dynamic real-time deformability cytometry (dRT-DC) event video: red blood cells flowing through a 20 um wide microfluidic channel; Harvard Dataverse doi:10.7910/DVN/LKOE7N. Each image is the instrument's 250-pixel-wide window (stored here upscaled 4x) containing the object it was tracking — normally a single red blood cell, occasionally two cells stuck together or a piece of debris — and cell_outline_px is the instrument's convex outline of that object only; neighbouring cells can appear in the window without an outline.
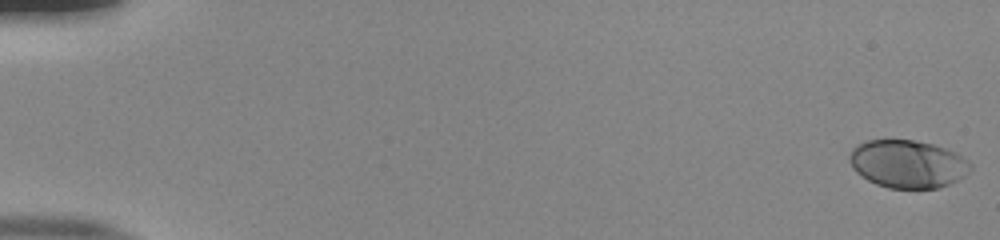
{"species": "human", "species_latin": "Homo sapiens", "temperature_condition": "room temperature", "stored_images_in_passage": 54, "camera_frame_rate_fps": 3000, "um_per_image_px": 0.085, "donor": {"sex": "male"}, "frame": {"image": 1, "passage_image": 1, "time_ms": 0.0, "image_size_px": [1000, 240], "cell_outline_px": [[972, 168], [964, 176], [948, 184], [936, 188], [888, 188], [876, 184], [868, 180], [856, 172], [852, 168], [848, 160], [848, 156], [852, 148], [868, 140], [912, 140], [932, 144], [956, 152], [968, 160], [972, 164]], "centroid_in_image_um": [77.14, 13.93], "position_along_channel_um": 7.9, "area_um2": 33.7}}
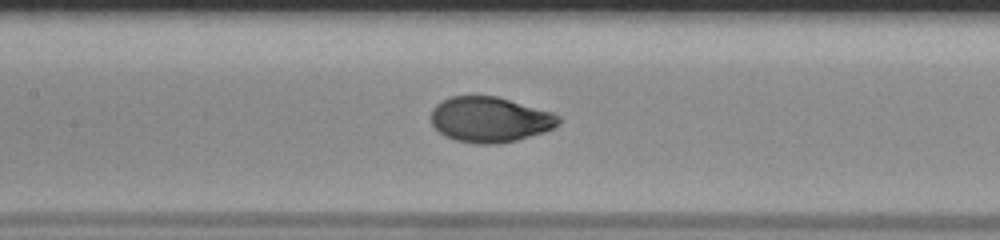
{"frame": {"image": 2, "passage_image": 27, "time_ms": 8.667, "image_size_px": [1000, 240], "cell_outline_px": [[564, 120], [560, 124], [544, 132], [516, 140], [500, 144], [476, 144], [456, 140], [444, 136], [432, 124], [432, 108], [440, 100], [452, 96], [496, 96], [552, 112], [560, 116]], "centroid_in_image_um": [41.66, 10.16], "position_along_channel_um": 165.7, "area_um2": 33.87}}
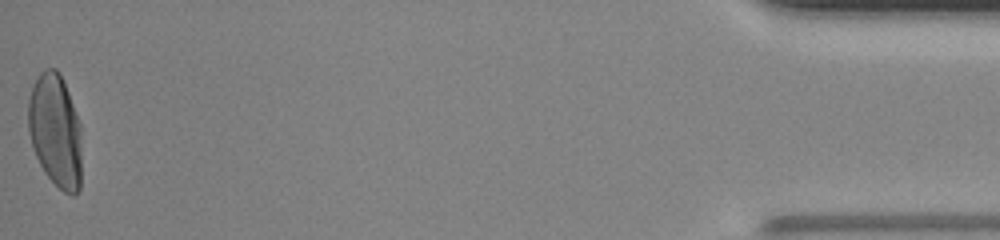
{"frame": {"image": 3, "passage_image": 54, "time_ms": 17.667, "image_size_px": [1000, 240], "cell_outline_px": [[80, 188], [72, 196], [64, 192], [44, 172], [36, 156], [28, 132], [28, 100], [36, 76], [44, 68], [56, 68], [60, 72], [68, 92], [80, 124]], "centroid_in_image_um": [4.69, 11.07], "position_along_channel_um": 430.5, "area_um2": 35.14}, "authors_computed_cell_mechanics": {"area_um2": 34.0153, "velocity_mm_per_s": 3.8959, "shape_relaxation_time_tau1_ms": 2.9713, "shape_relaxation_time_tau2_ms": null, "deformation_change_tau1": 0.1662, "deformation_change_tau2": null}}